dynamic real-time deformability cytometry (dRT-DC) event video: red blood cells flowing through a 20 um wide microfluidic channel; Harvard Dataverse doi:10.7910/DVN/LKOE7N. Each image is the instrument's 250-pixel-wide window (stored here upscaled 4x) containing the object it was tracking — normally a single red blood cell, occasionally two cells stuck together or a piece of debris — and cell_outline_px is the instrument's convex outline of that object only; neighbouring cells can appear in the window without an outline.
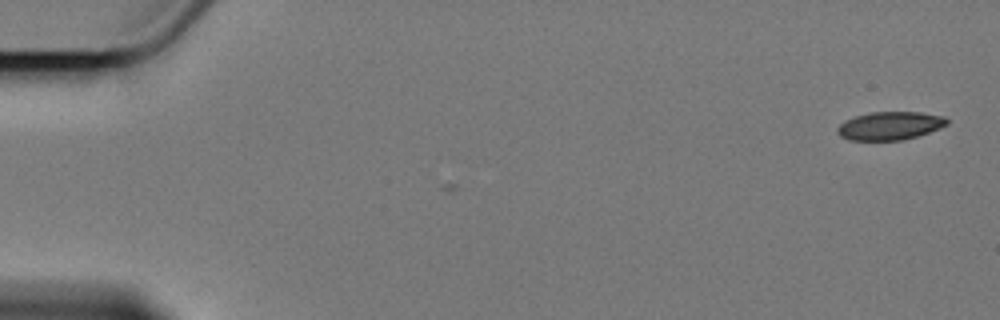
{"species": "Egyptian fruit bat (a non-hibernating species)", "species_latin": "Rousettus aegyptiacus", "temperature_condition": "cold", "stored_images_in_passage": 9, "camera_frame_rate_fps": 3000, "um_per_image_px": 0.085, "animal": {"sex": "female"}, "frame": {"image": 1, "passage_image": 1, "time_ms": 0.0, "image_size_px": [1000, 320], "cell_outline_px": [[948, 124], [940, 128], [916, 136], [900, 140], [848, 140], [840, 136], [836, 132], [836, 128], [844, 120], [856, 116], [872, 112], [920, 112], [944, 116], [948, 120]], "centroid_in_image_um": [75.62, 10.69], "position_along_channel_um": 9.4, "area_um2": 17.98}}
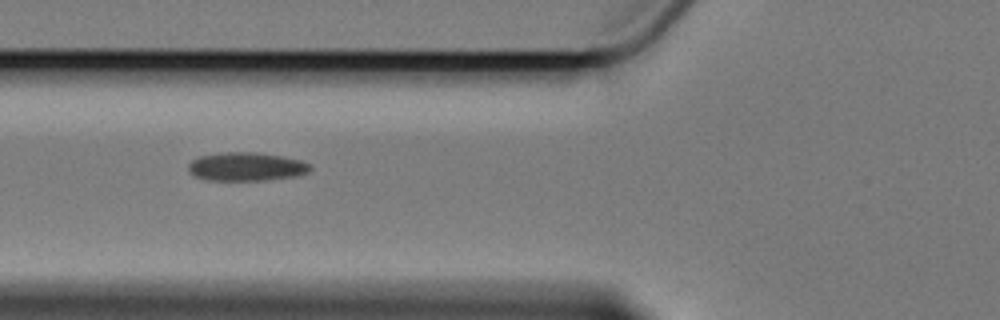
{"frame": {"image": 2, "passage_image": 7, "time_ms": 7.0, "image_size_px": [1000, 320], "cell_outline_px": [[312, 168], [308, 172], [292, 176], [264, 180], [204, 180], [192, 176], [188, 172], [188, 164], [192, 160], [200, 156], [224, 152], [256, 152], [280, 156], [300, 160], [308, 164]], "centroid_in_image_um": [20.85, 14.17], "position_along_channel_um": 104.9, "area_um2": 20.17}}
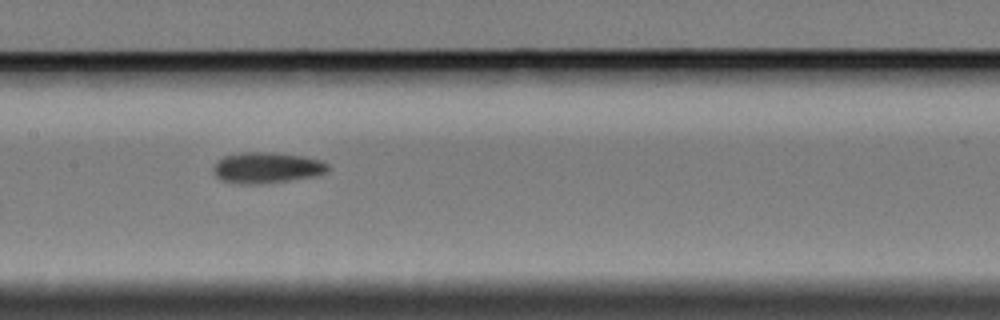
{"frame": {"image": 3, "passage_image": 9, "time_ms": 9.333, "image_size_px": [1000, 320], "cell_outline_px": [[328, 168], [324, 172], [316, 176], [260, 184], [240, 184], [220, 180], [212, 172], [212, 168], [216, 160], [224, 156], [240, 152], [272, 152], [304, 156], [320, 160], [328, 164]], "centroid_in_image_um": [22.61, 14.25], "position_along_channel_um": 184.8, "area_um2": 20.81}}